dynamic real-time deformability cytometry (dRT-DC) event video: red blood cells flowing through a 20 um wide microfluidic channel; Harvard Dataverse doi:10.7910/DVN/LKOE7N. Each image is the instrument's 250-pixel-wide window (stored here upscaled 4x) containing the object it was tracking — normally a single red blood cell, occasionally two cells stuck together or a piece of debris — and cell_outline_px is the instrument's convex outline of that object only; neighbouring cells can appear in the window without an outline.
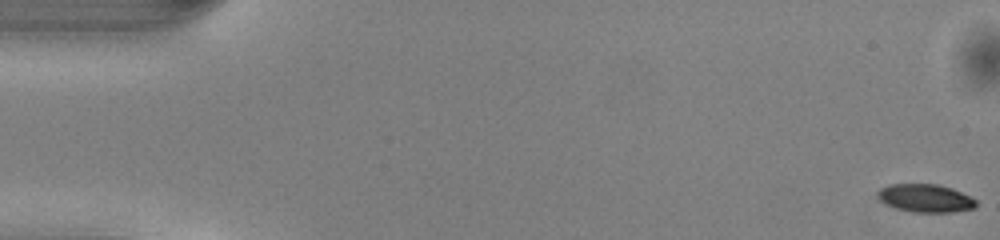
{"species": "common noctule bat (a hibernating species)", "species_latin": "Nyctalus noctula", "temperature_condition": "warm", "stored_images_in_passage": 51, "camera_frame_rate_fps": 3000, "um_per_image_px": 0.085, "animal": {"sex": "male", "body_mass_g": 13.0, "forearm_length_mm": 53.1}, "frame": {"image": 1, "passage_image": 1, "time_ms": 0.0, "image_size_px": [1000, 240], "cell_outline_px": [[976, 204], [972, 208], [952, 212], [912, 212], [896, 208], [884, 204], [880, 200], [876, 192], [880, 188], [888, 184], [936, 184], [952, 188], [976, 200]], "centroid_in_image_um": [78.6, 16.84], "position_along_channel_um": 6.4, "area_um2": 16.01}}
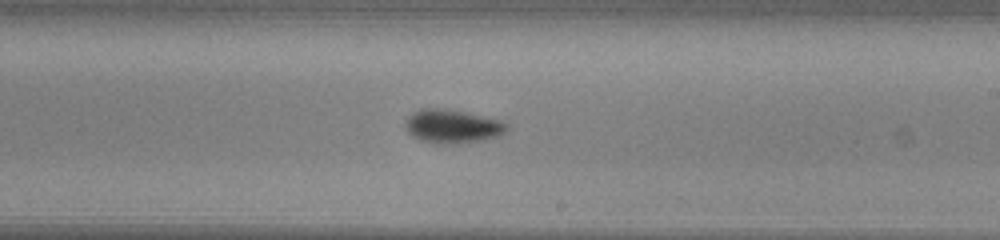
{"frame": {"image": 2, "passage_image": 30, "time_ms": 9.667, "image_size_px": [1000, 240], "cell_outline_px": [[508, 128], [500, 136], [480, 140], [448, 144], [436, 144], [420, 140], [408, 132], [404, 124], [416, 112], [424, 108], [436, 108], [460, 112], [500, 120], [508, 124]], "centroid_in_image_um": [38.47, 10.76], "position_along_channel_um": 250.5, "area_um2": 19.19}}
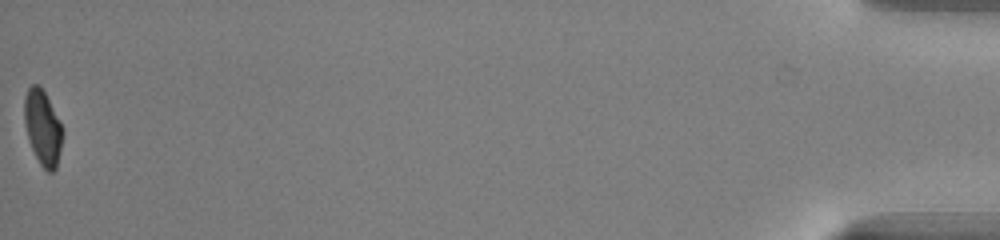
{"frame": {"image": 3, "passage_image": 51, "time_ms": 16.667, "image_size_px": [1000, 240], "cell_outline_px": [[64, 132], [56, 168], [52, 172], [48, 172], [40, 164], [28, 140], [24, 124], [24, 96], [28, 88], [32, 84], [36, 84], [44, 92]], "centroid_in_image_um": [3.61, 10.87], "position_along_channel_um": 431.6, "area_um2": 16.42}, "authors_computed_cell_mechanics": {"area_um2": 17.629, "velocity_mm_per_s": 4.0851, "shape_relaxation_time_tau1_ms": 2.7174, "shape_relaxation_time_tau2_ms": 3.2397, "deformation_change_tau1": 0.1343, "deformation_change_tau2": 0.0746}}